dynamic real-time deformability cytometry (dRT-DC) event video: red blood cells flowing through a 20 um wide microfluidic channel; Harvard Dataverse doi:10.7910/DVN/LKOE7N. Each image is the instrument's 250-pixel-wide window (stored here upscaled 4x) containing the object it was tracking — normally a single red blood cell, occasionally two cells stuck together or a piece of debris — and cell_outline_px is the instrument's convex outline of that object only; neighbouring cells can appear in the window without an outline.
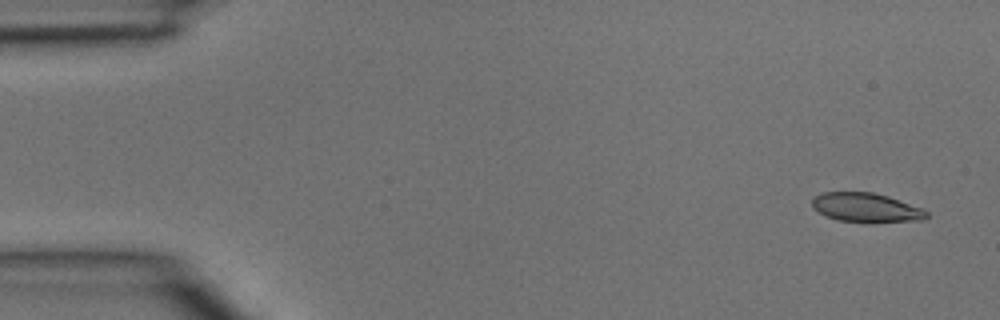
{"species": "common noctule bat (a hibernating species)", "species_latin": "Nyctalus noctula", "temperature_condition": "room temperature", "stored_images_in_passage": 4, "camera_frame_rate_fps": 3000, "um_per_image_px": 0.085, "animal": {"sex": "male", "body_mass_g": 15.6}, "frame": {"image": 1, "passage_image": 1, "time_ms": 0.0, "image_size_px": [1000, 320], "cell_outline_px": [[928, 216], [924, 220], [872, 224], [840, 220], [828, 216], [812, 208], [812, 200], [816, 196], [824, 192], [872, 192], [888, 196], [920, 208], [928, 212]], "centroid_in_image_um": [73.65, 17.67], "position_along_channel_um": 11.3, "area_um2": 19.65}}